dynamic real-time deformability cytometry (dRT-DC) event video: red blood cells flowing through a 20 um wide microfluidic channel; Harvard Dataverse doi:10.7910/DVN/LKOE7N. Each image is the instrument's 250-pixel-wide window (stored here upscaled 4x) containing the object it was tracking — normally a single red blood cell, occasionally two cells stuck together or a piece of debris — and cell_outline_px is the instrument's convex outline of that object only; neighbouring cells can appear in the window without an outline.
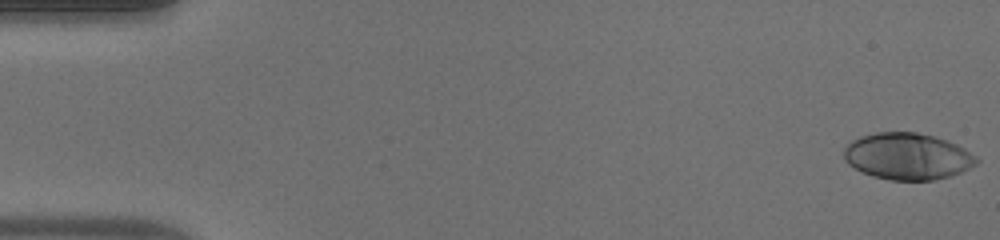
{"species": "human", "species_latin": "Homo sapiens", "temperature_condition": "warm", "stored_images_in_passage": 50, "camera_frame_rate_fps": 3000, "um_per_image_px": 0.085, "donor": {"sex": "male"}, "frame": {"image": 1, "passage_image": 1, "time_ms": 0.0, "image_size_px": [1000, 240], "cell_outline_px": [[980, 160], [976, 164], [960, 172], [948, 176], [932, 180], [888, 180], [872, 176], [848, 164], [844, 160], [844, 148], [852, 140], [860, 136], [876, 132], [916, 132], [936, 136], [956, 144], [964, 148], [976, 156]], "centroid_in_image_um": [77.13, 13.28], "position_along_channel_um": 7.9, "area_um2": 36.01}}
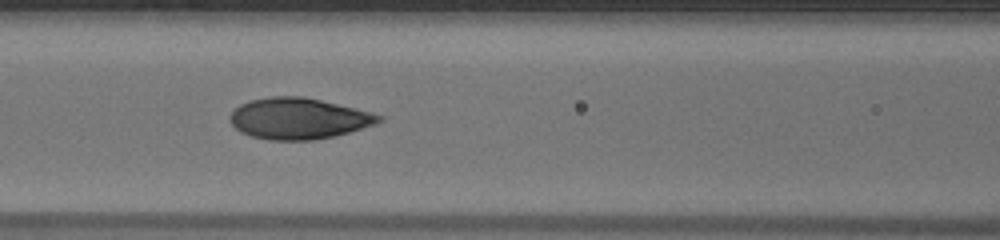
{"frame": {"image": 2, "passage_image": 22, "time_ms": 7.0, "image_size_px": [1000, 240], "cell_outline_px": [[384, 120], [376, 124], [336, 136], [316, 140], [268, 140], [252, 136], [240, 132], [232, 124], [232, 112], [240, 104], [252, 100], [272, 96], [304, 96], [356, 108], [384, 116]], "centroid_in_image_um": [25.43, 10.08], "position_along_channel_um": 141.2, "area_um2": 35.66}}
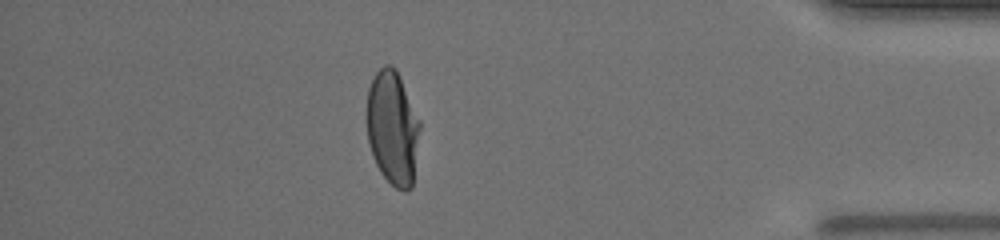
{"frame": {"image": 3, "passage_image": 44, "time_ms": 14.333, "image_size_px": [1000, 240], "cell_outline_px": [[420, 128], [412, 188], [404, 192], [396, 188], [380, 172], [376, 164], [368, 140], [364, 116], [368, 88], [376, 72], [384, 64], [392, 64], [396, 68], [400, 76], [420, 120]], "centroid_in_image_um": [33.35, 10.83], "position_along_channel_um": 401.9, "area_um2": 35.89}, "authors_computed_cell_mechanics": {"area_um2": 35.8649, "velocity_mm_per_s": 4.1062, "shape_relaxation_time_tau1_ms": 5.166, "shape_relaxation_time_tau2_ms": null, "deformation_change_tau1": 0.2441, "deformation_change_tau2": null}}